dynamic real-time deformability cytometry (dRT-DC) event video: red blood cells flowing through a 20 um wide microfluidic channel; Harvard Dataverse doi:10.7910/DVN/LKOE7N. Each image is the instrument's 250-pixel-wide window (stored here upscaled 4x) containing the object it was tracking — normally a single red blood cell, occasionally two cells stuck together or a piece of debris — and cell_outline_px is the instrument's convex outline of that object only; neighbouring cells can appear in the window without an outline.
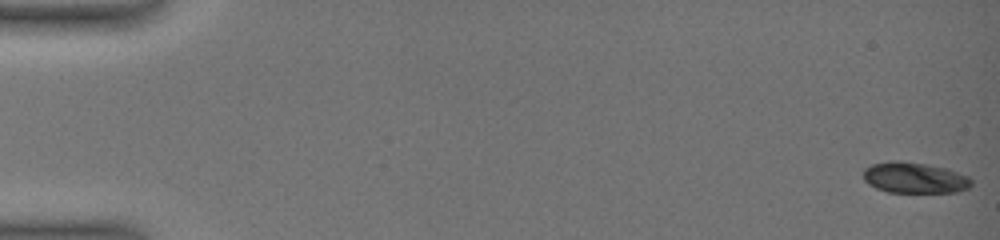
{"species": "common noctule bat (a hibernating species)", "species_latin": "Nyctalus noctula", "temperature_condition": "warm", "stored_images_in_passage": 56, "camera_frame_rate_fps": 3000, "um_per_image_px": 0.085, "animal": {"sex": "female", "body_mass_g": 19.0, "forearm_length_mm": 51.5}, "frame": {"image": 1, "passage_image": 1, "time_ms": 0.0, "image_size_px": [1000, 240], "cell_outline_px": [[972, 184], [968, 188], [956, 192], [888, 192], [876, 188], [868, 184], [864, 180], [864, 168], [872, 164], [892, 160], [900, 160], [928, 164], [948, 168], [968, 176], [972, 180]], "centroid_in_image_um": [77.74, 15.1], "position_along_channel_um": 7.3, "area_um2": 19.65}}
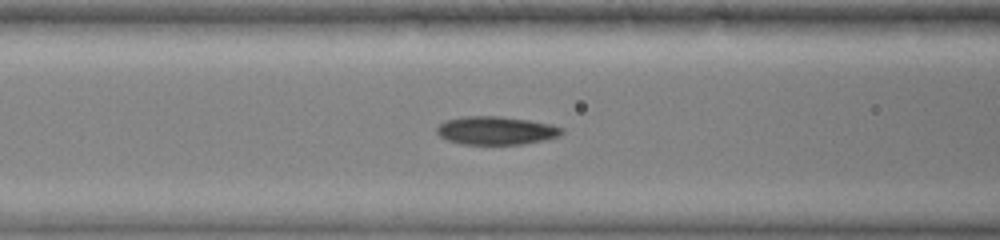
{"frame": {"image": 2, "passage_image": 48, "time_ms": 8.0, "image_size_px": [1000, 240], "cell_outline_px": [[564, 132], [560, 136], [544, 140], [524, 144], [460, 144], [448, 140], [440, 136], [436, 132], [436, 128], [444, 120], [464, 116], [500, 116], [528, 120], [552, 124], [564, 128]], "centroid_in_image_um": [42.18, 11.09], "position_along_channel_um": 124.4, "area_um2": 20.75}}
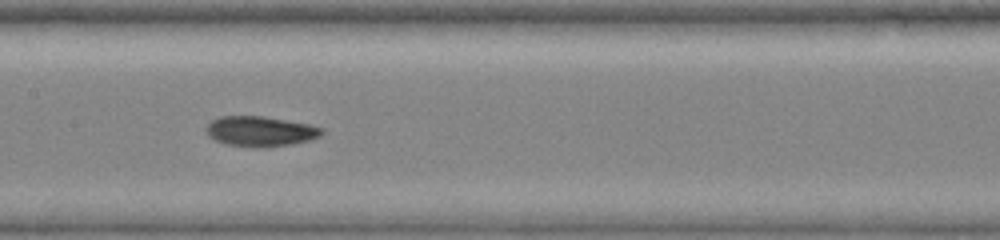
{"frame": {"image": 3, "passage_image": 55, "time_ms": 9.667, "image_size_px": [1000, 240], "cell_outline_px": [[324, 132], [320, 136], [312, 140], [292, 144], [264, 148], [260, 148], [228, 144], [216, 140], [208, 136], [204, 128], [212, 120], [220, 116], [264, 116], [308, 124], [324, 128]], "centroid_in_image_um": [22.15, 11.16], "position_along_channel_um": 185.3, "area_um2": 20.46}}